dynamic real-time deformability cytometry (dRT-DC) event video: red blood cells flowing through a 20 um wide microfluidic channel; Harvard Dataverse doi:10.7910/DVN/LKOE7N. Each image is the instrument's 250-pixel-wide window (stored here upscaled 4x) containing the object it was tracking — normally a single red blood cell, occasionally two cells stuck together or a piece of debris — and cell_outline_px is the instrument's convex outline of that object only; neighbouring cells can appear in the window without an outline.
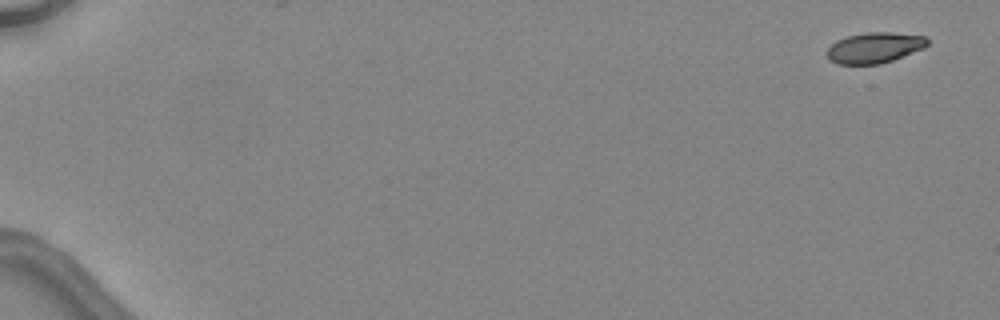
{"species": "common noctule bat (a hibernating species)", "species_latin": "Nyctalus noctula", "temperature_condition": "warm", "stored_images_in_passage": 4, "camera_frame_rate_fps": 3000, "um_per_image_px": 0.085, "animal": {"sex": "female", "body_mass_g": 24.6, "forearm_length_mm": 56.2}, "frame": {"image": 1, "passage_image": 1, "time_ms": 0.0, "image_size_px": [1000, 320], "cell_outline_px": [[928, 44], [924, 48], [892, 60], [880, 64], [836, 64], [828, 60], [824, 52], [836, 40], [848, 36], [864, 32], [892, 32], [928, 36]], "centroid_in_image_um": [74.3, 4.05], "position_along_channel_um": 10.7, "area_um2": 18.21}}